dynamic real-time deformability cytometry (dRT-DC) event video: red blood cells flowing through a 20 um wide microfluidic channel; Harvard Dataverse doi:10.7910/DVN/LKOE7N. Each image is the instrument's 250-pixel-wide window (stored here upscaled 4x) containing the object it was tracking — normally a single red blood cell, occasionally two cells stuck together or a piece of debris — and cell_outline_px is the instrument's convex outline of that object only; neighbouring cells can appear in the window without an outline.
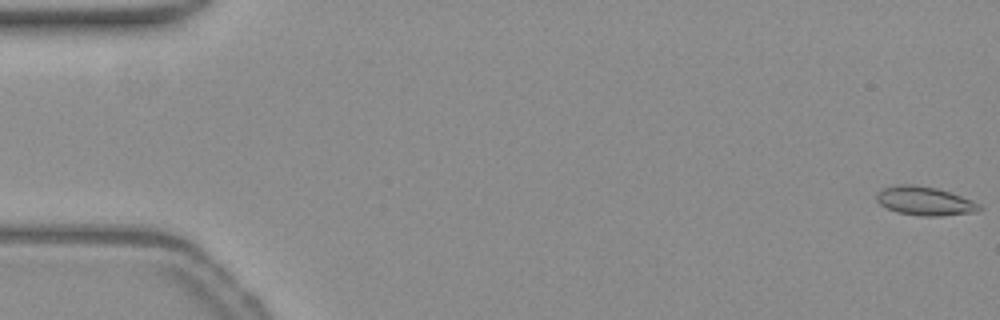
{"species": "common noctule bat (a hibernating species)", "species_latin": "Nyctalus noctula", "temperature_condition": "warm", "stored_images_in_passage": 55, "camera_frame_rate_fps": 3000, "um_per_image_px": 0.085, "animal": {"sex": "female", "body_mass_g": 19.3, "forearm_length_mm": 54.1}, "frame": {"image": 1, "passage_image": 1, "time_ms": 0.0, "image_size_px": [1000, 320], "cell_outline_px": [[984, 208], [976, 212], [940, 216], [920, 216], [896, 212], [880, 204], [876, 200], [876, 192], [880, 188], [900, 184], [916, 184], [940, 188], [952, 192], [972, 200], [980, 204]], "centroid_in_image_um": [78.61, 17.07], "position_along_channel_um": 6.4, "area_um2": 17.69}}
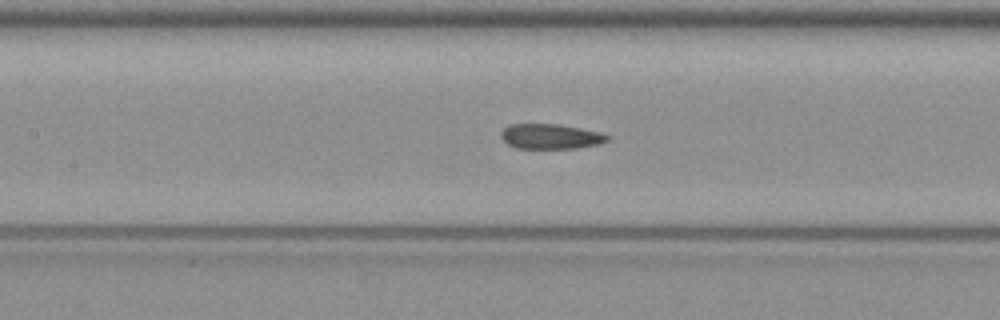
{"frame": {"image": 2, "passage_image": 25, "time_ms": 8.0, "image_size_px": [1000, 320], "cell_outline_px": [[612, 136], [608, 140], [600, 144], [576, 148], [516, 148], [508, 144], [500, 136], [500, 132], [508, 124], [560, 124], [600, 132]], "centroid_in_image_um": [46.81, 11.59], "position_along_channel_um": 160.6, "area_um2": 15.61}}
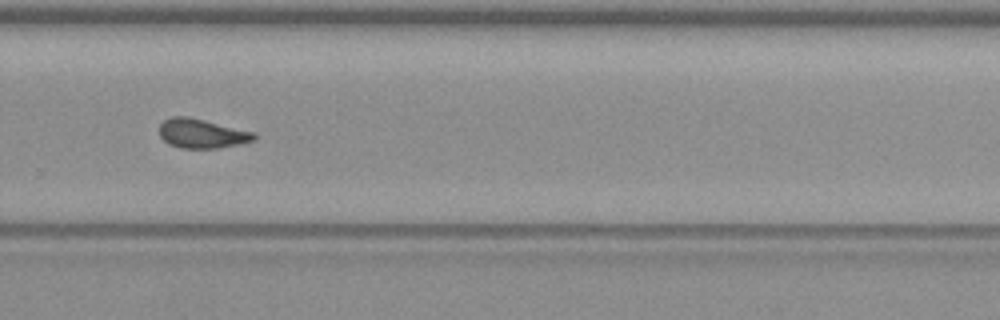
{"frame": {"image": 3, "passage_image": 37, "time_ms": 12.0, "image_size_px": [1000, 320], "cell_outline_px": [[256, 140], [240, 144], [220, 148], [180, 148], [168, 144], [160, 136], [160, 124], [164, 120], [172, 116], [188, 116], [256, 132]], "centroid_in_image_um": [17.18, 11.35], "position_along_channel_um": 312.6, "area_um2": 16.36}, "authors_computed_cell_mechanics": {"area_um2": 16.184, "velocity_mm_per_s": 3.8164, "shape_relaxation_time_tau1_ms": null, "shape_relaxation_time_tau2_ms": 2.2735, "deformation_change_tau1": null, "deformation_change_tau2": 0.0523}}